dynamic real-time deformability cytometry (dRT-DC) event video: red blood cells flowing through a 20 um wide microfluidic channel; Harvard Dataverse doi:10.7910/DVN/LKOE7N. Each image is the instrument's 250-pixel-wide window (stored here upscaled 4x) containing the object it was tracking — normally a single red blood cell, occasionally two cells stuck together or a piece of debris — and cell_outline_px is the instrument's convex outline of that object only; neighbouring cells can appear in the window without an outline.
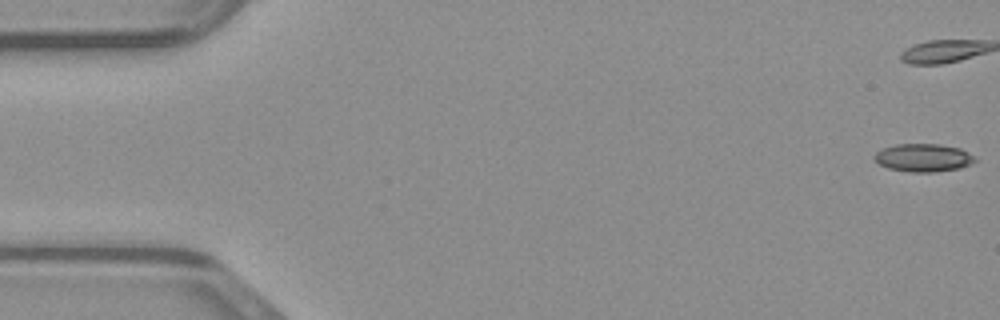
{"species": "common noctule bat (a hibernating species)", "species_latin": "Nyctalus noctula", "temperature_condition": "warm", "stored_images_in_passage": 37, "camera_frame_rate_fps": 3000, "um_per_image_px": 0.085, "animal": {"sex": "male", "body_mass_g": 23.1, "forearm_length_mm": 52.7}, "frame": {"image": 1, "passage_image": 1, "time_ms": 0.0, "image_size_px": [1000, 320], "cell_outline_px": [[976, 160], [972, 164], [960, 168], [932, 172], [908, 172], [888, 168], [880, 164], [872, 156], [876, 152], [884, 148], [896, 144], [940, 144], [960, 148], [976, 156]], "centroid_in_image_um": [78.51, 13.4], "position_along_channel_um": 6.5, "area_um2": 16.47}}